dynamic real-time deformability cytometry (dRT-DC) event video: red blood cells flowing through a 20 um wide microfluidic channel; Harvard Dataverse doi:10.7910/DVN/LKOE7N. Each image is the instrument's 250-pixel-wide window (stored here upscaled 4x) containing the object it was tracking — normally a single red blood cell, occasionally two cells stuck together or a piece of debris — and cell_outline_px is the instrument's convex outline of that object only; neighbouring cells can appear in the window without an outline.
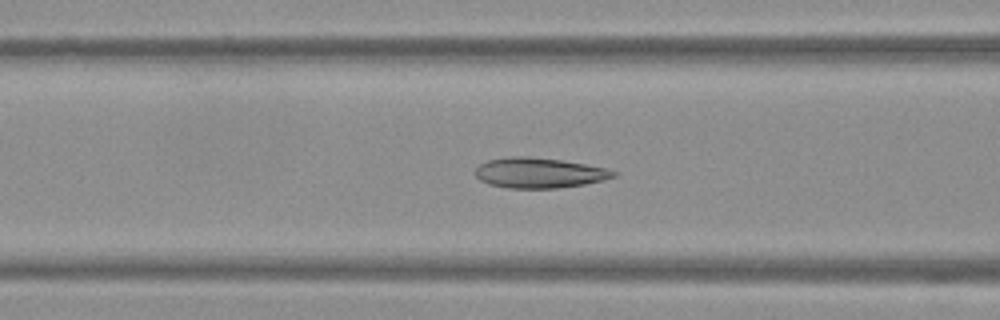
{"species": "Egyptian fruit bat (a non-hibernating species)", "species_latin": "Rousettus aegyptiacus", "temperature_condition": "warm", "stored_images_in_passage": 53, "camera_frame_rate_fps": 3000, "um_per_image_px": 0.085, "frame": {"image": 1, "passage_image": 21, "time_ms": 6.667, "image_size_px": [1000, 320], "cell_outline_px": [[616, 176], [604, 180], [584, 184], [556, 188], [508, 188], [488, 184], [480, 180], [472, 172], [480, 164], [488, 160], [512, 156], [528, 156], [560, 160], [584, 164], [604, 168], [616, 172]], "centroid_in_image_um": [45.77, 14.69], "position_along_channel_um": 120.8, "area_um2": 24.28}}
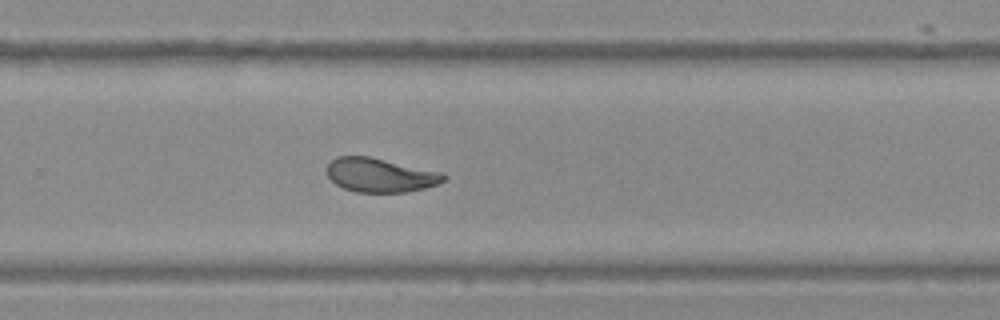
{"frame": {"image": 2, "passage_image": 35, "time_ms": 11.333, "image_size_px": [1000, 320], "cell_outline_px": [[448, 176], [444, 180], [436, 184], [424, 188], [408, 192], [356, 192], [344, 188], [336, 184], [328, 176], [328, 164], [336, 156], [368, 156], [444, 172]], "centroid_in_image_um": [32.35, 14.88], "position_along_channel_um": 297.5, "area_um2": 23.12}}
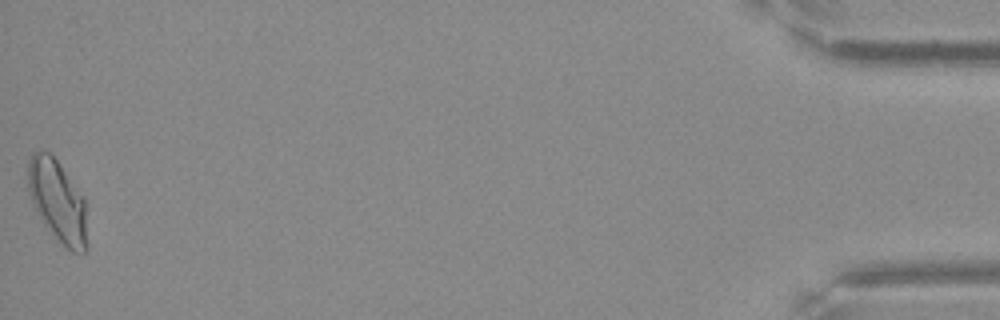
{"frame": {"image": 3, "passage_image": 53, "time_ms": 17.333, "image_size_px": [1000, 320], "cell_outline_px": [[88, 252], [72, 252], [52, 232], [40, 216], [32, 204], [28, 192], [28, 160], [32, 152], [48, 152], [56, 160], [84, 200], [88, 248]], "centroid_in_image_um": [4.89, 17.1], "position_along_channel_um": 430.3, "area_um2": 27.4}, "authors_computed_cell_mechanics": {"area_um2": 24.7384, "velocity_mm_per_s": 3.787, "shape_relaxation_time_tau1_ms": null, "shape_relaxation_time_tau2_ms": 1.5038, "deformation_change_tau1": null, "deformation_change_tau2": 0.0625}}